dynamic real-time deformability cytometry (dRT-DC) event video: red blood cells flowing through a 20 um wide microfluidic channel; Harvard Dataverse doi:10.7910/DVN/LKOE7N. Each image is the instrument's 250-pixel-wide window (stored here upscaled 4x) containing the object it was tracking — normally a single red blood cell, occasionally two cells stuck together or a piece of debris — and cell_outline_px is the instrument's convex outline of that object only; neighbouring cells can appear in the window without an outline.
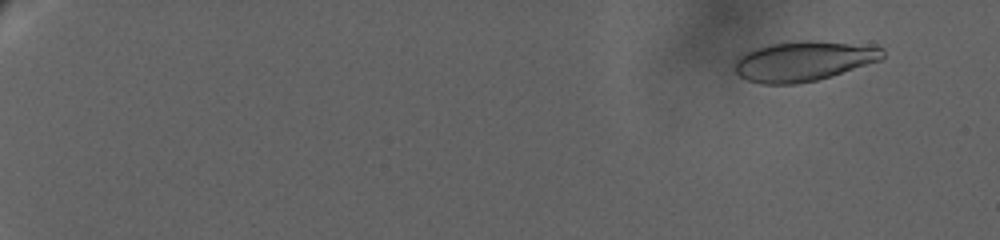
{"species": "human", "species_latin": "Homo sapiens", "temperature_condition": "warm", "stored_images_in_passage": 12, "camera_frame_rate_fps": 3000, "um_per_image_px": 0.085, "donor": {"sex": "female"}, "frame": {"image": 1, "passage_image": 3, "time_ms": 2.0, "image_size_px": [1000, 240], "cell_outline_px": [[884, 56], [880, 60], [832, 76], [816, 80], [796, 84], [760, 84], [748, 80], [740, 76], [736, 72], [736, 56], [752, 48], [768, 44], [800, 40], [816, 40], [884, 48]], "centroid_in_image_um": [68.24, 5.19], "position_along_channel_um": 16.8, "area_um2": 34.45}}
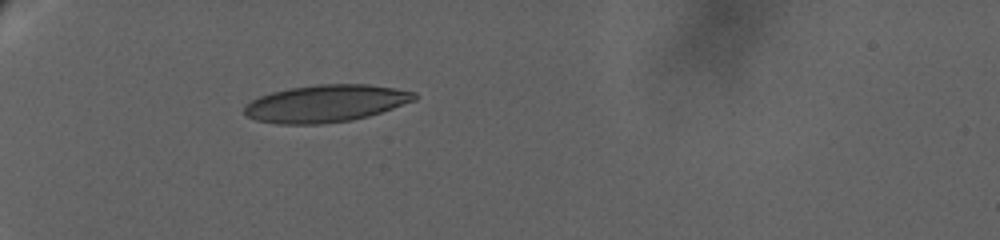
{"frame": {"image": 2, "passage_image": 10, "time_ms": 9.333, "image_size_px": [1000, 240], "cell_outline_px": [[416, 100], [368, 116], [352, 120], [320, 124], [276, 124], [256, 120], [248, 116], [244, 112], [244, 108], [252, 100], [260, 96], [272, 92], [288, 88], [316, 84], [368, 84], [396, 88], [416, 92]], "centroid_in_image_um": [27.7, 8.79], "position_along_channel_um": 57.3, "area_um2": 36.88}}